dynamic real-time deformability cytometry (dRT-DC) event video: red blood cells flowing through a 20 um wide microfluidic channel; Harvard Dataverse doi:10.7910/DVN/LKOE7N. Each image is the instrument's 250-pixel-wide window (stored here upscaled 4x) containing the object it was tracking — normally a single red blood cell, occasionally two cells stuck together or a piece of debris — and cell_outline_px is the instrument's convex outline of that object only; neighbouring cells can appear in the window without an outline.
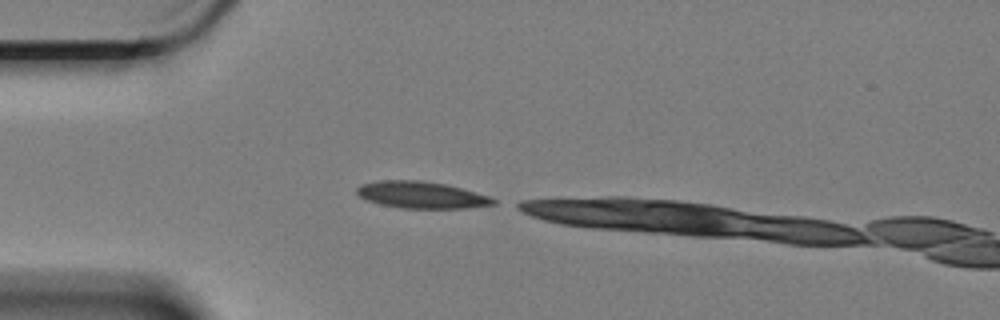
{"species": "Egyptian fruit bat (a non-hibernating species)", "species_latin": "Rousettus aegyptiacus", "temperature_condition": "cold", "stored_images_in_passage": 4, "camera_frame_rate_fps": 3000, "um_per_image_px": 0.085, "animal": {"sex": "female"}, "frame": {"image": 1, "passage_image": 1, "time_ms": 0.0, "image_size_px": [1000, 320], "cell_outline_px": [[496, 204], [464, 208], [404, 208], [380, 204], [368, 200], [360, 196], [356, 192], [356, 188], [360, 184], [380, 180], [420, 180], [448, 184], [488, 196], [496, 200]], "centroid_in_image_um": [35.8, 16.56], "position_along_channel_um": 49.2, "area_um2": 21.21}}